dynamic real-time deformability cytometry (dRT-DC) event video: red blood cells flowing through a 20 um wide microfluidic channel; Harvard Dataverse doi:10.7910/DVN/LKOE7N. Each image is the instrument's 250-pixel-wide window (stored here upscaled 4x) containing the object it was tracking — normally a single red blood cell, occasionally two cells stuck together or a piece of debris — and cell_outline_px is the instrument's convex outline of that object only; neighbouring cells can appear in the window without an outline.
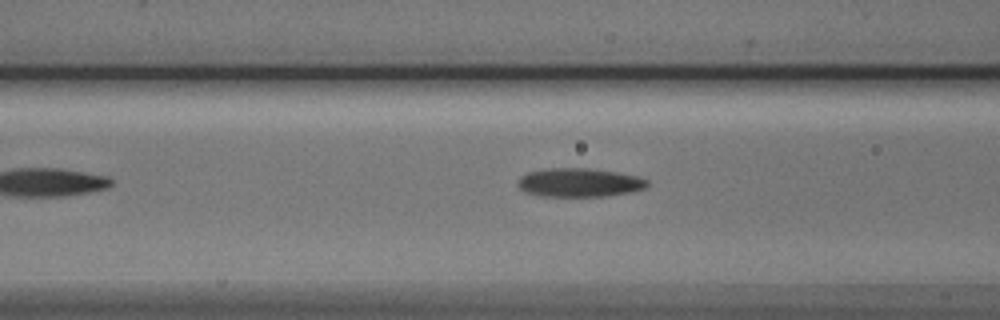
{"species": "Egyptian fruit bat (a non-hibernating species)", "species_latin": "Rousettus aegyptiacus", "temperature_condition": "cold", "stored_images_in_passage": 5, "camera_frame_rate_fps": 3000, "um_per_image_px": 0.085, "animal": {"sex": "male"}, "frame": {"image": 1, "passage_image": 4, "time_ms": 3.667, "image_size_px": [1000, 320], "cell_outline_px": [[648, 184], [644, 188], [628, 192], [604, 196], [540, 196], [524, 192], [516, 184], [520, 176], [528, 172], [548, 168], [588, 168], [616, 172], [636, 176], [648, 180]], "centroid_in_image_um": [49.18, 15.51], "position_along_channel_um": 117.4, "area_um2": 21.56}}
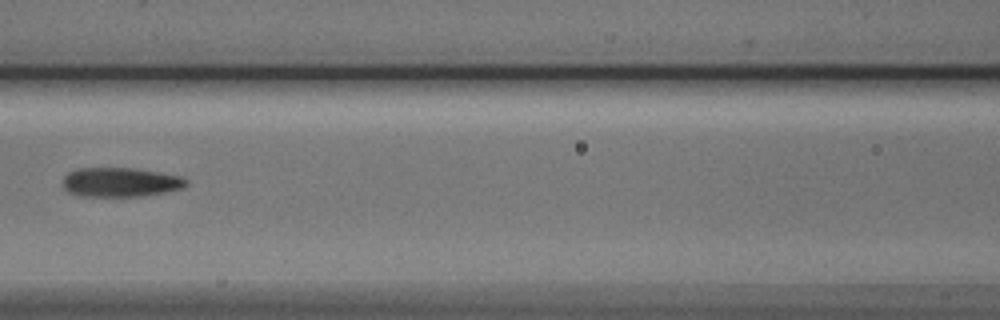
{"frame": {"image": 2, "passage_image": 5, "time_ms": 4.667, "image_size_px": [1000, 320], "cell_outline_px": [[188, 184], [184, 188], [164, 192], [140, 196], [80, 196], [68, 192], [64, 188], [64, 176], [68, 172], [76, 168], [132, 168], [180, 176], [188, 180]], "centroid_in_image_um": [10.22, 15.49], "position_along_channel_um": 156.4, "area_um2": 20.98}}